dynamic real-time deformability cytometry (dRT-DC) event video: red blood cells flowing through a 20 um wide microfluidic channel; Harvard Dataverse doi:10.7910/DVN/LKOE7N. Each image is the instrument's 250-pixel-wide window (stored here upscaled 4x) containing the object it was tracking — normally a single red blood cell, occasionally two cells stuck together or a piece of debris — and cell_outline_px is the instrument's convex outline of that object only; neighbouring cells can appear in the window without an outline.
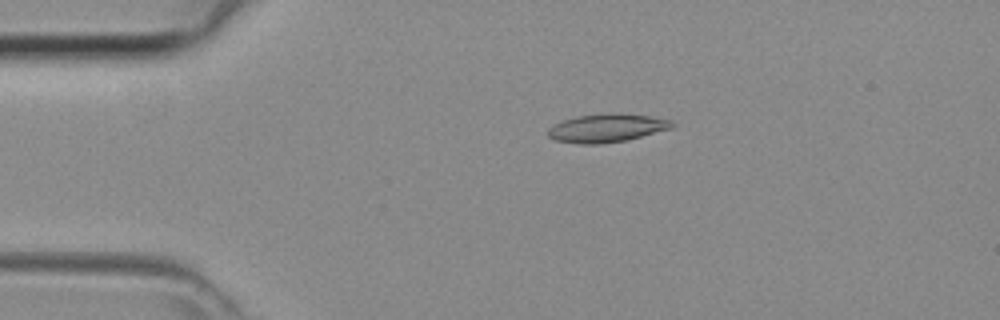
{"species": "common noctule bat (a hibernating species)", "species_latin": "Nyctalus noctula", "temperature_condition": "room temperature", "stored_images_in_passage": 44, "camera_frame_rate_fps": 3000, "um_per_image_px": 0.085, "animal": {"sex": "female", "body_mass_g": 29.2, "forearm_length_mm": 56.3}, "frame": {"image": 1, "passage_image": 9, "time_ms": 2.667, "image_size_px": [1000, 320], "cell_outline_px": [[676, 124], [672, 128], [624, 140], [596, 144], [580, 144], [556, 140], [548, 136], [548, 128], [564, 120], [576, 116], [608, 112], [620, 112], [652, 116], [672, 120]], "centroid_in_image_um": [51.6, 10.85], "position_along_channel_um": 33.4, "area_um2": 20.52}}
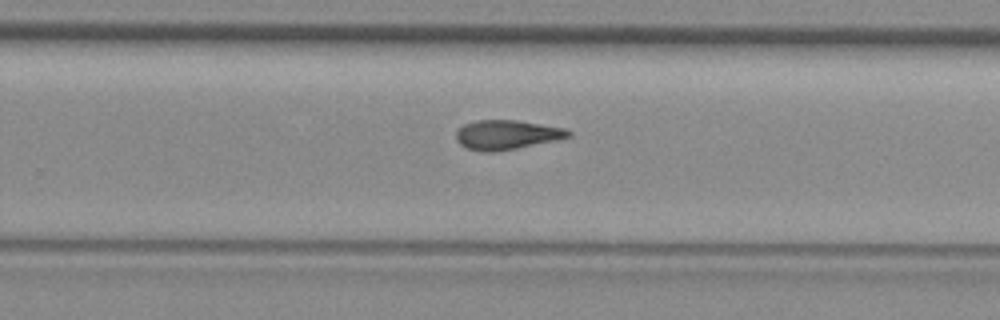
{"frame": {"image": 2, "passage_image": 28, "time_ms": 9.0, "image_size_px": [1000, 320], "cell_outline_px": [[572, 136], [556, 140], [516, 148], [492, 152], [488, 152], [468, 148], [460, 144], [456, 140], [456, 132], [464, 124], [476, 120], [516, 120], [564, 128], [572, 132]], "centroid_in_image_um": [43.07, 11.45], "position_along_channel_um": 286.7, "area_um2": 19.02}}
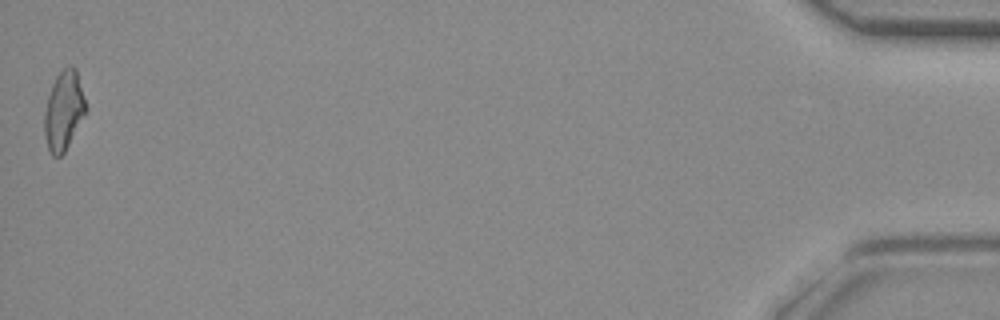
{"frame": {"image": 3, "passage_image": 44, "time_ms": 14.333, "image_size_px": [1000, 320], "cell_outline_px": [[88, 108], [64, 152], [60, 156], [52, 156], [48, 148], [44, 132], [44, 112], [48, 96], [52, 84], [56, 76], [64, 68], [72, 64], [76, 68]], "centroid_in_image_um": [5.42, 9.37], "position_along_channel_um": 429.8, "area_um2": 19.02}}